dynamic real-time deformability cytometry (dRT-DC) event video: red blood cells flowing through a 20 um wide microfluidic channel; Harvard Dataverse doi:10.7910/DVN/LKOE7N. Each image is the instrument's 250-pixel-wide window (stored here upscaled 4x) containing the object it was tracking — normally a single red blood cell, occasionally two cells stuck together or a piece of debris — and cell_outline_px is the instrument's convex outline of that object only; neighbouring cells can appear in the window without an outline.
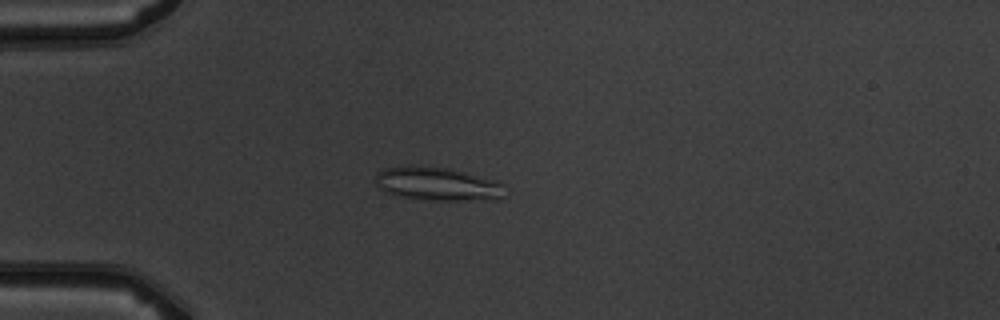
{"species": "common noctule bat (a hibernating species)", "species_latin": "Nyctalus noctula", "temperature_condition": "warm", "stored_images_in_passage": 5, "camera_frame_rate_fps": 3000, "um_per_image_px": 0.085, "animal": {"sex": "male", "body_mass_g": 19.5, "forearm_length_mm": 54.6}, "frame": {"image": 1, "passage_image": 4, "time_ms": 4.667, "image_size_px": [1000, 320], "cell_outline_px": [[504, 196], [500, 200], [428, 200], [404, 196], [388, 192], [380, 188], [376, 184], [376, 176], [384, 168], [408, 164], [448, 168], [496, 180], [504, 184]], "centroid_in_image_um": [37.24, 15.62], "position_along_channel_um": 47.8, "area_um2": 25.32}}